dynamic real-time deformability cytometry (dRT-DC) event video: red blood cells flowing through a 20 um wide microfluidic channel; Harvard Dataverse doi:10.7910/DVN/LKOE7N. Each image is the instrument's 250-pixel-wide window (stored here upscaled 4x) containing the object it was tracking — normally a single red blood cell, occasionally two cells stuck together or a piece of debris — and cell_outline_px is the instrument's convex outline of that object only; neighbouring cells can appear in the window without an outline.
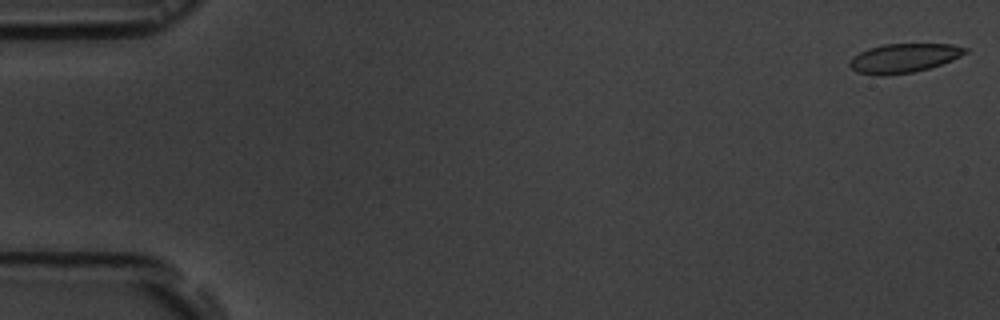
{"species": "common noctule bat (a hibernating species)", "species_latin": "Nyctalus noctula", "temperature_condition": "room temperature", "stored_images_in_passage": 4, "camera_frame_rate_fps": 3000, "um_per_image_px": 0.085, "animal": {"sex": "male", "body_mass_g": 19.5, "forearm_length_mm": 54.6}, "frame": {"image": 1, "passage_image": 1, "time_ms": 0.0, "image_size_px": [1000, 320], "cell_outline_px": [[968, 52], [952, 60], [928, 68], [912, 72], [884, 76], [880, 76], [856, 72], [848, 64], [852, 56], [868, 48], [884, 44], [952, 44], [968, 48]], "centroid_in_image_um": [76.8, 4.93], "position_along_channel_um": 8.2, "area_um2": 19.59}}